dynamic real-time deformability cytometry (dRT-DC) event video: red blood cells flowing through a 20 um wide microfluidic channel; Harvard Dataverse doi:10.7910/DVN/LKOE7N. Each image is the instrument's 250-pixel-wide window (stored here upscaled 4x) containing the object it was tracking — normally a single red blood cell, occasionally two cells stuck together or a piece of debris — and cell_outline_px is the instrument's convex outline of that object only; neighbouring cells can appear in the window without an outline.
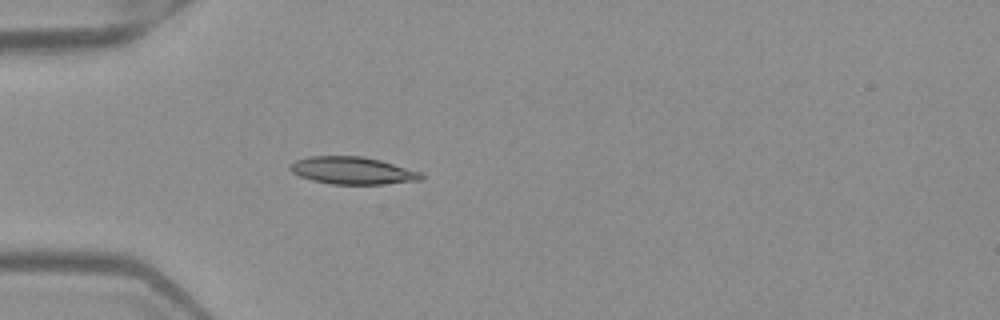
{"species": "Egyptian fruit bat (a non-hibernating species)", "species_latin": "Rousettus aegyptiacus", "temperature_condition": "warm", "stored_images_in_passage": 37, "camera_frame_rate_fps": 3000, "um_per_image_px": 0.085, "frame": {"image": 1, "passage_image": 1, "time_ms": 0.0, "image_size_px": [1000, 320], "cell_outline_px": [[424, 176], [420, 180], [384, 184], [332, 184], [312, 180], [300, 176], [292, 172], [288, 168], [288, 164], [296, 160], [312, 156], [360, 156], [380, 160], [420, 172]], "centroid_in_image_um": [29.92, 14.5], "position_along_channel_um": 55.1, "area_um2": 20.75}}
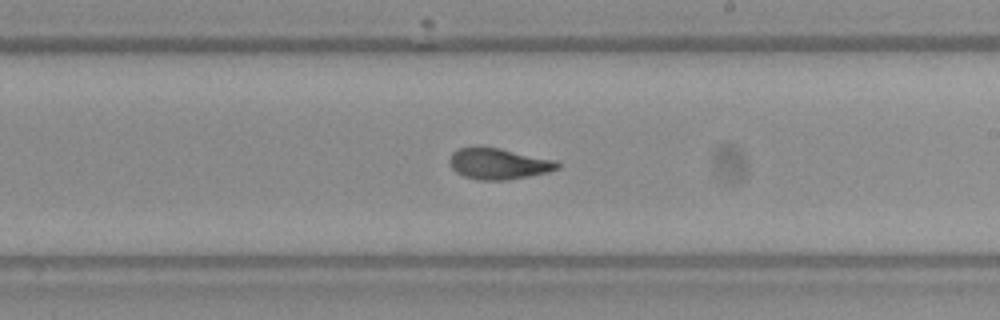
{"frame": {"image": 2, "passage_image": 16, "time_ms": 5.0, "image_size_px": [1000, 320], "cell_outline_px": [[560, 168], [548, 172], [508, 180], [476, 180], [464, 176], [456, 172], [448, 164], [448, 160], [452, 152], [460, 148], [500, 148], [556, 160], [560, 164]], "centroid_in_image_um": [42.38, 13.93], "position_along_channel_um": 246.6, "area_um2": 19.48}}
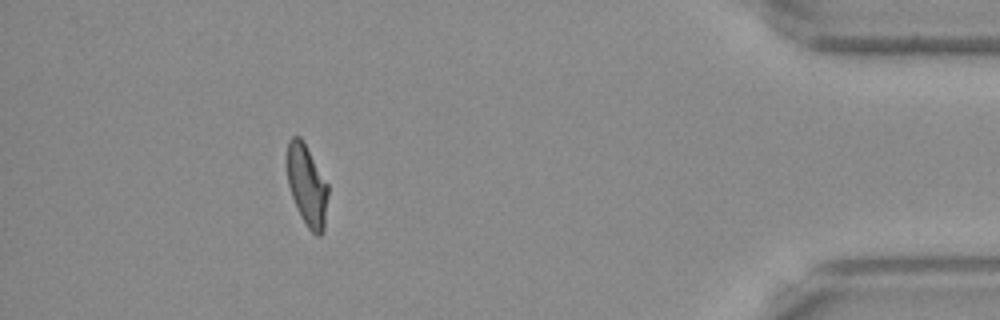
{"frame": {"image": 3, "passage_image": 32, "time_ms": 10.333, "image_size_px": [1000, 320], "cell_outline_px": [[328, 196], [324, 232], [320, 236], [316, 236], [308, 228], [300, 216], [296, 208], [288, 184], [288, 140], [292, 136], [300, 136], [304, 140], [328, 184]], "centroid_in_image_um": [26.12, 15.78], "position_along_channel_um": 409.1, "area_um2": 19.54}, "authors_computed_cell_mechanics": {"area_um2": 19.7676, "velocity_mm_per_s": 3.9965, "shape_relaxation_time_tau1_ms": null, "shape_relaxation_time_tau2_ms": 0.9362, "deformation_change_tau1": null, "deformation_change_tau2": 0.0533}}